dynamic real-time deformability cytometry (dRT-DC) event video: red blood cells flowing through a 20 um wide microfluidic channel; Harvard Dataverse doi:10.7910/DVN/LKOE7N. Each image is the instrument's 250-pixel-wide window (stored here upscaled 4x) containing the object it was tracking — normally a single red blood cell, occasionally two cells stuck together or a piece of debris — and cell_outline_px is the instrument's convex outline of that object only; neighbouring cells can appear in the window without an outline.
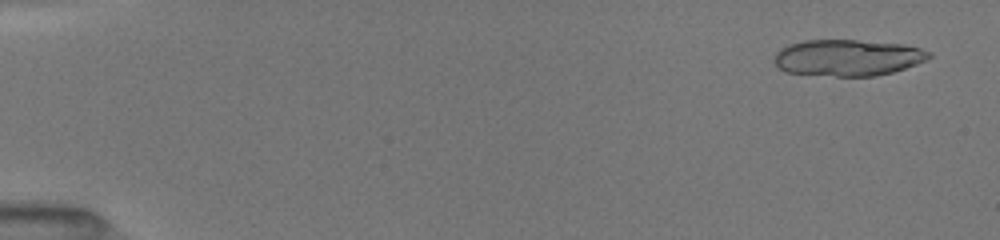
{"species": "common noctule bat (a hibernating species)", "species_latin": "Nyctalus noctula", "temperature_condition": "room temperature", "stored_images_in_passage": 52, "camera_frame_rate_fps": 3000, "um_per_image_px": 0.085, "animal": {"sex": "female", "body_mass_g": 19.5, "forearm_length_mm": 54.1}, "frame": {"image": 1, "passage_image": 3, "time_ms": 0.667, "image_size_px": [1000, 240], "cell_outline_px": [[932, 56], [928, 60], [892, 72], [876, 76], [836, 76], [784, 72], [772, 60], [776, 52], [780, 48], [788, 44], [804, 40], [856, 40], [904, 44], [920, 48], [932, 52]], "centroid_in_image_um": [72.05, 4.89], "position_along_channel_um": 12.9, "area_um2": 33.06}}
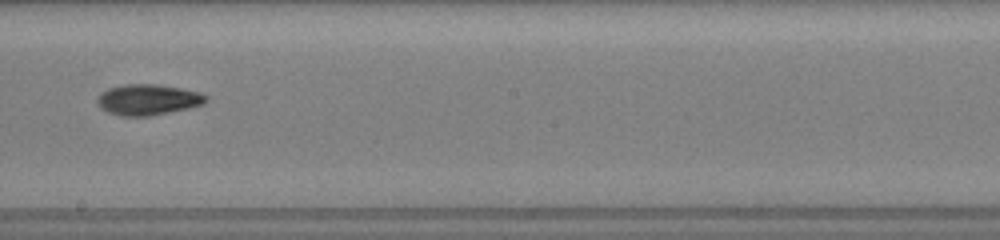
{"frame": {"image": 2, "passage_image": 31, "time_ms": 10.0, "image_size_px": [1000, 240], "cell_outline_px": [[208, 100], [204, 104], [188, 108], [148, 116], [120, 116], [108, 112], [100, 108], [96, 100], [100, 92], [108, 88], [124, 84], [160, 84], [200, 92], [208, 96]], "centroid_in_image_um": [12.56, 8.46], "position_along_channel_um": 235.6, "area_um2": 19.65}}
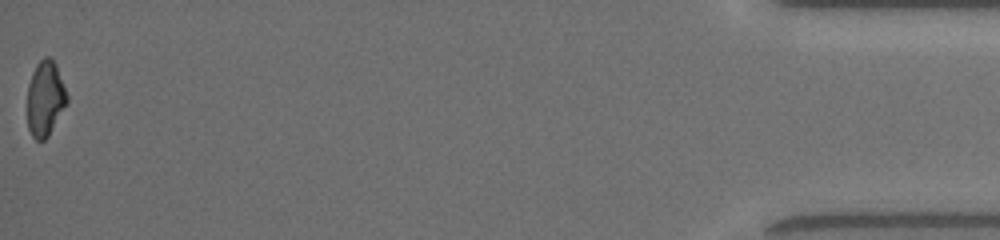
{"frame": {"image": 3, "passage_image": 52, "time_ms": 17.0, "image_size_px": [1000, 240], "cell_outline_px": [[68, 104], [48, 136], [44, 140], [36, 140], [32, 136], [28, 128], [28, 84], [32, 72], [36, 64], [44, 56], [48, 56], [56, 64], [68, 96]], "centroid_in_image_um": [3.86, 8.37], "position_along_channel_um": 431.3, "area_um2": 17.51}, "authors_computed_cell_mechanics": {"area_um2": 19.2474, "velocity_mm_per_s": 4.0445, "shape_relaxation_time_tau1_ms": 5.9085, "shape_relaxation_time_tau2_ms": 4.3032, "deformation_change_tau1": 0.1809, "deformation_change_tau2": 0.1082}}